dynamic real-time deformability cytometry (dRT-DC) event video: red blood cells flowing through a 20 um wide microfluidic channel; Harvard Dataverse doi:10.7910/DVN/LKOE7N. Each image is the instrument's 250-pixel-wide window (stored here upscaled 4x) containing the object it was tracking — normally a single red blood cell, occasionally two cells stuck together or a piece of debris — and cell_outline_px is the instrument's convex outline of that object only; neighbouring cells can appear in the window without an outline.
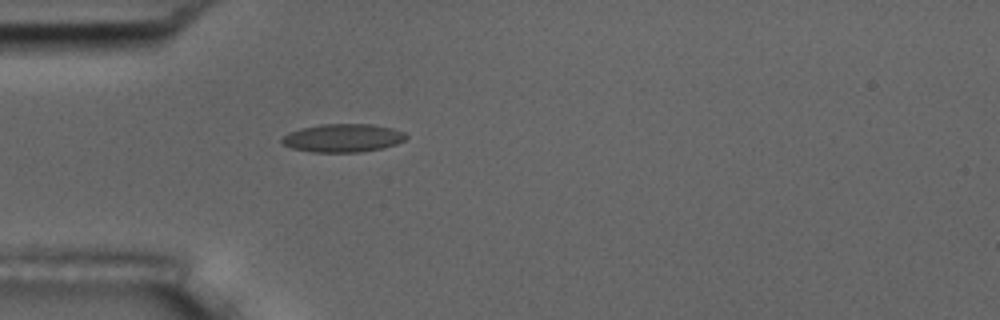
{"species": "common noctule bat (a hibernating species)", "species_latin": "Nyctalus noctula", "temperature_condition": "room temperature", "stored_images_in_passage": 40, "camera_frame_rate_fps": 3000, "um_per_image_px": 0.085, "animal": {"sex": "male", "body_mass_g": 17.5, "forearm_length_mm": 52.3}, "frame": {"image": 1, "passage_image": 1, "time_ms": 0.0, "image_size_px": [1000, 320], "cell_outline_px": [[408, 136], [404, 140], [396, 144], [380, 148], [360, 152], [312, 152], [292, 148], [284, 144], [280, 140], [288, 132], [300, 128], [320, 124], [372, 124], [392, 128], [404, 132]], "centroid_in_image_um": [29.13, 11.72], "position_along_channel_um": 55.9, "area_um2": 20.4}}
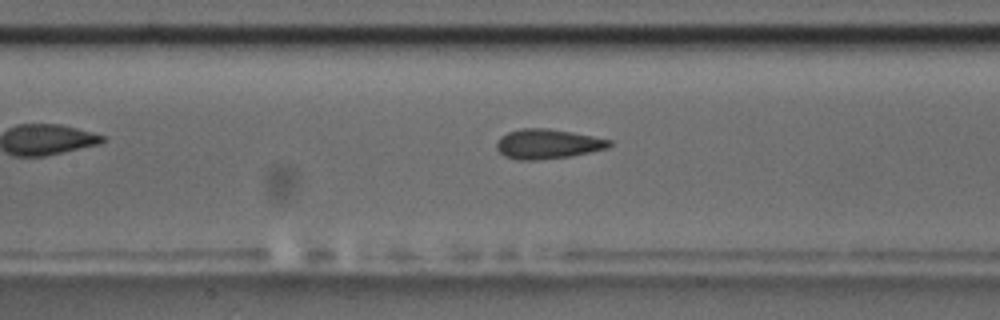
{"frame": {"image": 2, "passage_image": 10, "time_ms": 3.0, "image_size_px": [1000, 320], "cell_outline_px": [[612, 144], [608, 148], [568, 156], [536, 160], [520, 160], [504, 156], [496, 148], [496, 144], [500, 136], [508, 132], [520, 128], [548, 128], [572, 132], [612, 140]], "centroid_in_image_um": [46.52, 12.22], "position_along_channel_um": 160.9, "area_um2": 19.42}}
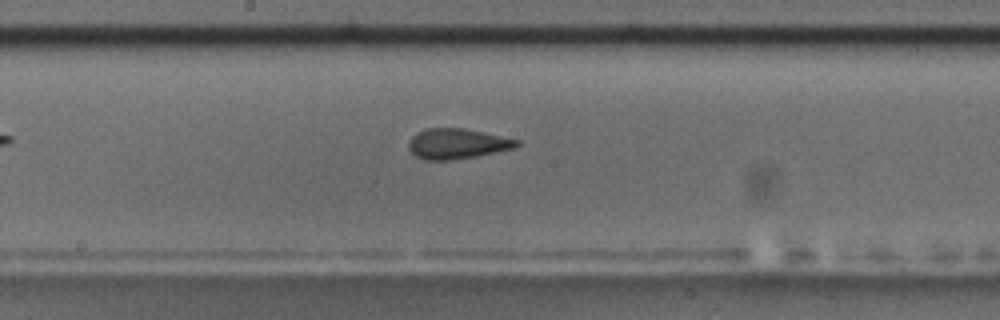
{"frame": {"image": 3, "passage_image": 14, "time_ms": 4.333, "image_size_px": [1000, 320], "cell_outline_px": [[520, 144], [512, 148], [476, 156], [452, 160], [424, 160], [416, 156], [408, 148], [408, 144], [412, 136], [428, 128], [464, 128], [520, 140]], "centroid_in_image_um": [38.84, 12.22], "position_along_channel_um": 209.4, "area_um2": 18.84}, "authors_computed_cell_mechanics": {"area_um2": 19.3341, "velocity_mm_per_s": 3.6704, "shape_relaxation_time_tau1_ms": 6.0288, "shape_relaxation_time_tau2_ms": 1.0996, "deformation_change_tau1": 0.1722, "deformation_change_tau2": 0.0785}}